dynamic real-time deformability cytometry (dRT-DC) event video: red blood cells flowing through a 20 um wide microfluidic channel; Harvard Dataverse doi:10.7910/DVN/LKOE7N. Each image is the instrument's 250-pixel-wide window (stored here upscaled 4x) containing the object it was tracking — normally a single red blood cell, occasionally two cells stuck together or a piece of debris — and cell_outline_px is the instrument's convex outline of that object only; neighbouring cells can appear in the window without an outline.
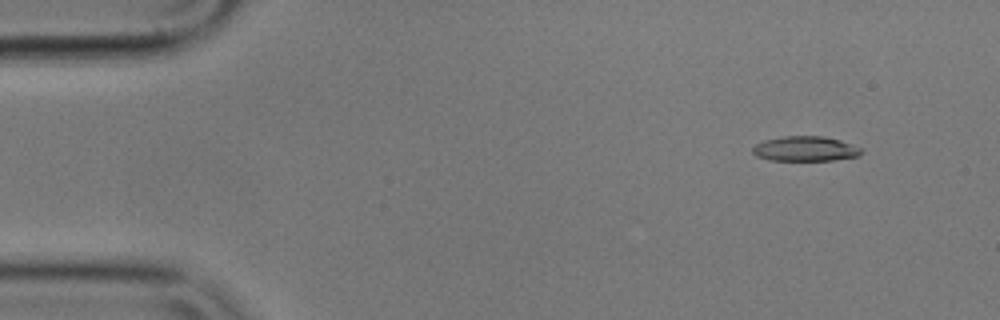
{"species": "common noctule bat (a hibernating species)", "species_latin": "Nyctalus noctula", "temperature_condition": "cold", "stored_images_in_passage": 52, "camera_frame_rate_fps": 3000, "um_per_image_px": 0.085, "animal": {"sex": "male", "body_mass_g": 17.9}, "frame": {"image": 1, "passage_image": 5, "time_ms": 1.333, "image_size_px": [1000, 320], "cell_outline_px": [[864, 152], [860, 156], [832, 160], [768, 160], [756, 156], [752, 152], [752, 148], [756, 144], [764, 140], [784, 136], [824, 136], [840, 140], [860, 148]], "centroid_in_image_um": [68.44, 12.65], "position_along_channel_um": 16.6, "area_um2": 15.78}}
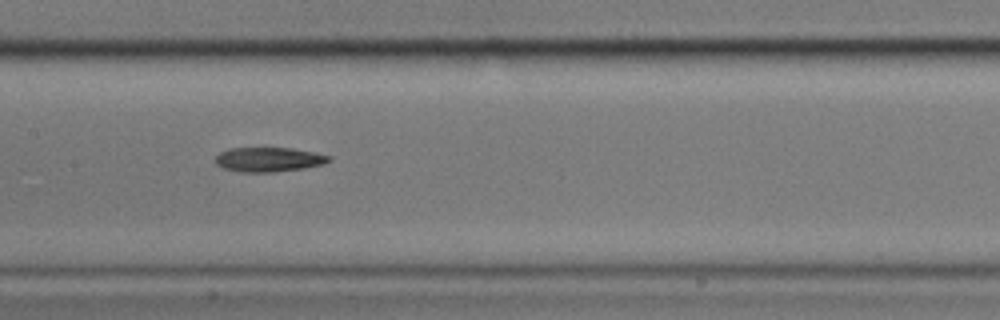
{"frame": {"image": 2, "passage_image": 27, "time_ms": 8.667, "image_size_px": [1000, 320], "cell_outline_px": [[332, 160], [324, 164], [304, 168], [272, 172], [240, 172], [224, 168], [216, 164], [216, 156], [220, 152], [228, 148], [292, 148], [316, 152], [332, 156]], "centroid_in_image_um": [22.88, 13.55], "position_along_channel_um": 184.5, "area_um2": 16.3}}
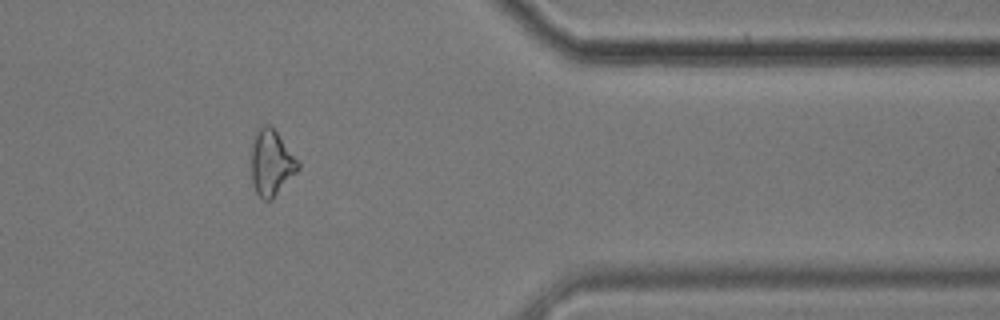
{"frame": {"image": 3, "passage_image": 46, "time_ms": 15.0, "image_size_px": [1000, 320], "cell_outline_px": [[300, 168], [272, 200], [264, 200], [256, 192], [252, 184], [252, 144], [256, 128], [264, 124], [268, 124], [276, 132], [300, 160]], "centroid_in_image_um": [23.08, 13.83], "position_along_channel_um": 388.3, "area_um2": 18.03}}